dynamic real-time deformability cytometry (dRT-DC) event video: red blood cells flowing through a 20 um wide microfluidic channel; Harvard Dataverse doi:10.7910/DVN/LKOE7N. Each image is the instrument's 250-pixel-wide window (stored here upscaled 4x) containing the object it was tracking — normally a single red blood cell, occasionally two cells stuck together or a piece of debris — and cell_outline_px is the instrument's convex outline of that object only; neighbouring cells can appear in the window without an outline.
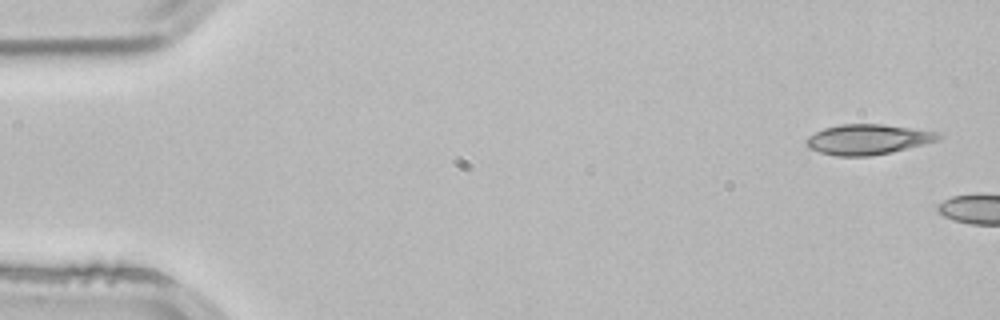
{"species": "common noctule bat (a hibernating species)", "species_latin": "Nyctalus noctula", "temperature_condition": "room temperature", "stored_images_in_passage": 5, "camera_frame_rate_fps": 3000, "um_per_image_px": 0.085, "animal": {"sex": "male", "body_mass_g": 21.5, "forearm_length_mm": 52.0}, "frame": {"image": 1, "passage_image": 1, "time_ms": 0.0, "image_size_px": [1000, 320], "cell_outline_px": [[944, 136], [940, 140], [892, 152], [872, 156], [836, 156], [820, 152], [808, 148], [804, 140], [808, 136], [824, 128], [840, 124], [880, 124], [912, 128], [936, 132]], "centroid_in_image_um": [73.76, 11.85], "position_along_channel_um": 11.2, "area_um2": 23.35}}
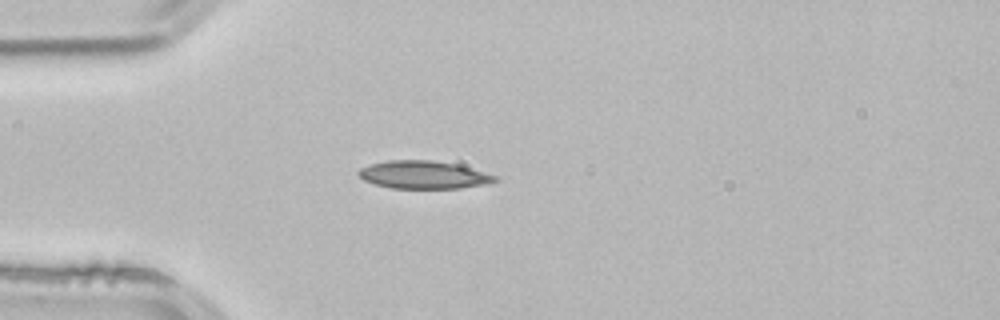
{"frame": {"image": 2, "passage_image": 4, "time_ms": 1.0, "image_size_px": [1000, 320], "cell_outline_px": [[500, 180], [484, 184], [460, 188], [392, 188], [376, 184], [364, 180], [356, 172], [360, 168], [368, 164], [388, 160], [432, 160], [456, 164], [496, 176]], "centroid_in_image_um": [35.96, 14.85], "position_along_channel_um": 49.0, "area_um2": 21.96}}